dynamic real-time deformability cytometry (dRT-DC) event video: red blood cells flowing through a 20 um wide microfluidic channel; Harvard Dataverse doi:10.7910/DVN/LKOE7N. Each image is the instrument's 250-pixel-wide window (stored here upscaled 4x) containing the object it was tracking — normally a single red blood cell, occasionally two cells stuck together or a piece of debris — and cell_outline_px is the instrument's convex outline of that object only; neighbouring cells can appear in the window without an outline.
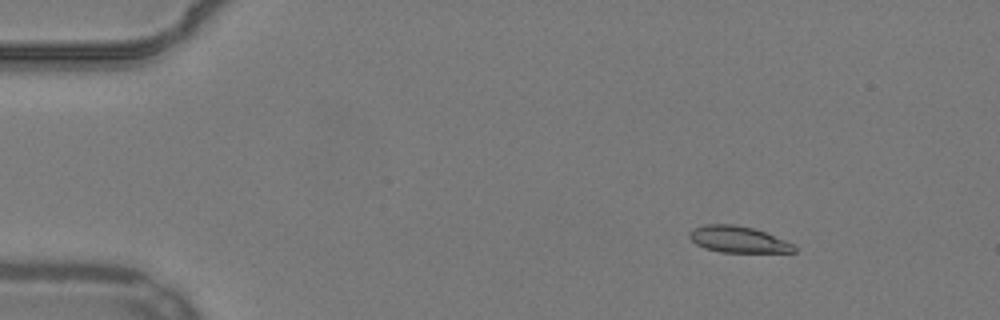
{"species": "common noctule bat (a hibernating species)", "species_latin": "Nyctalus noctula", "temperature_condition": "warm", "stored_images_in_passage": 18, "camera_frame_rate_fps": 3000, "um_per_image_px": 0.085, "animal": {"sex": "male", "body_mass_g": 19.2, "forearm_length_mm": 51.8}, "frame": {"image": 1, "passage_image": 8, "time_ms": 2.333, "image_size_px": [1000, 320], "cell_outline_px": [[796, 252], [720, 252], [704, 248], [696, 244], [688, 236], [688, 232], [692, 228], [704, 224], [732, 224], [752, 228], [764, 232], [784, 240], [792, 244], [796, 248]], "centroid_in_image_um": [62.68, 20.35], "position_along_channel_um": 22.3, "area_um2": 16.01}}
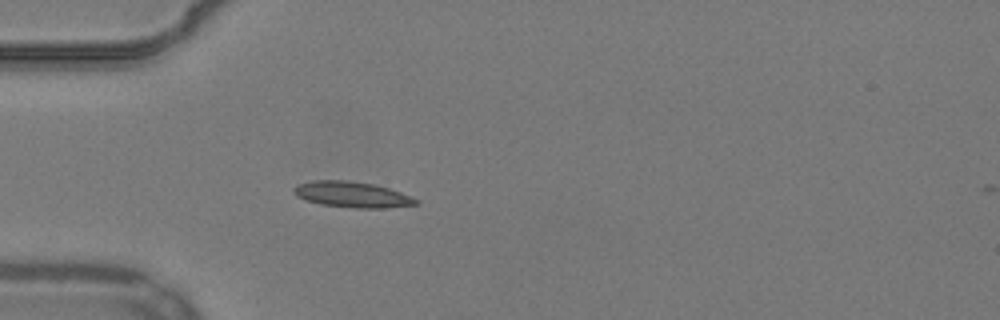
{"frame": {"image": 2, "passage_image": 17, "time_ms": 5.333, "image_size_px": [1000, 320], "cell_outline_px": [[420, 204], [384, 208], [356, 208], [320, 204], [296, 196], [292, 192], [292, 188], [296, 184], [312, 180], [348, 180], [372, 184], [388, 188], [400, 192], [416, 200]], "centroid_in_image_um": [29.86, 16.53], "position_along_channel_um": 55.1, "area_um2": 18.26}}